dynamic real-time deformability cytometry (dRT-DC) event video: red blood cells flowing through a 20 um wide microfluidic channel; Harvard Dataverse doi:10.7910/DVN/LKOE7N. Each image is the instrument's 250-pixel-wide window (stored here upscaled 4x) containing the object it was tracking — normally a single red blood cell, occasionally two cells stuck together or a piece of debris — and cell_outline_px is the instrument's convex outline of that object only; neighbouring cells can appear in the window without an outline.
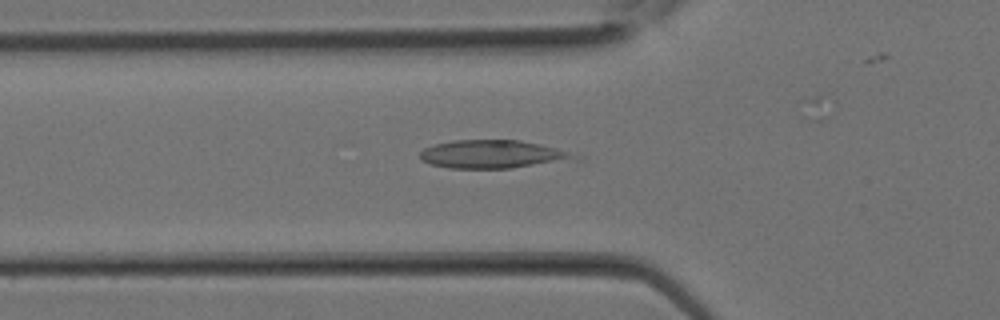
{"species": "Egyptian fruit bat (a non-hibernating species)", "species_latin": "Rousettus aegyptiacus", "temperature_condition": "room temperature", "stored_images_in_passage": 17, "camera_frame_rate_fps": 3000, "um_per_image_px": 0.085, "animal": {"sex": "female"}, "frame": {"image": 1, "passage_image": 10, "time_ms": 3.0, "image_size_px": [1000, 320], "cell_outline_px": [[584, 160], [512, 168], [448, 168], [432, 164], [420, 160], [420, 152], [424, 148], [432, 144], [452, 140], [520, 140], [540, 144], [584, 156]], "centroid_in_image_um": [41.97, 13.12], "position_along_channel_um": 83.8, "area_um2": 25.95}}
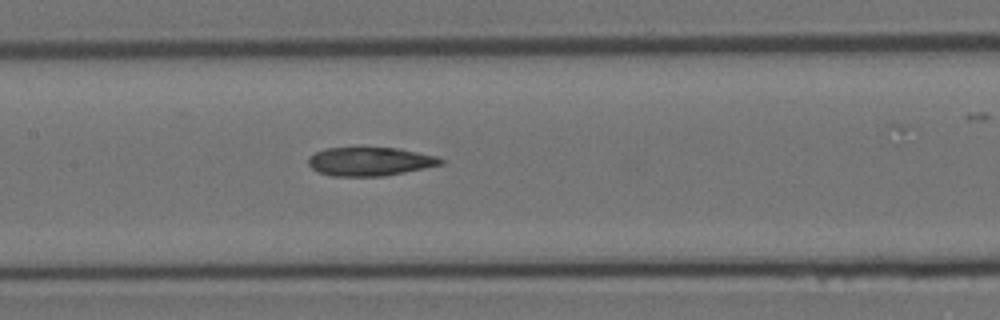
{"frame": {"image": 2, "passage_image": 14, "time_ms": 4.333, "image_size_px": [1000, 320], "cell_outline_px": [[444, 164], [384, 176], [332, 176], [320, 172], [312, 168], [308, 164], [308, 156], [324, 148], [400, 148], [436, 156], [444, 160]], "centroid_in_image_um": [31.44, 13.72], "position_along_channel_um": 176.0, "area_um2": 22.02}}
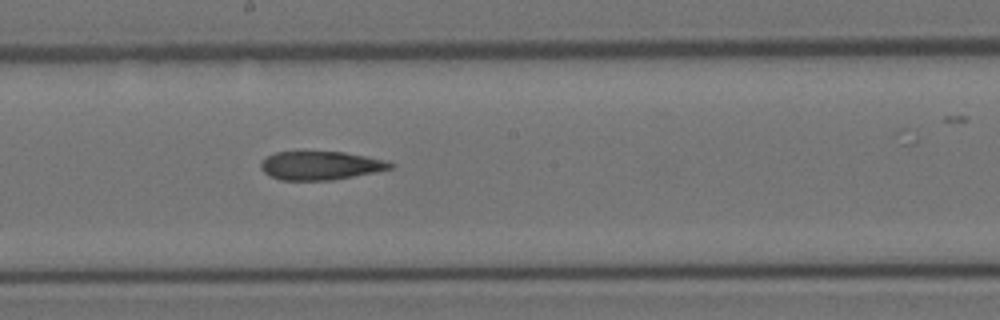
{"frame": {"image": 3, "passage_image": 16, "time_ms": 5.0, "image_size_px": [1000, 320], "cell_outline_px": [[396, 164], [392, 168], [332, 180], [280, 180], [264, 172], [260, 168], [260, 160], [276, 152], [344, 152], [388, 160]], "centroid_in_image_um": [27.24, 14.06], "position_along_channel_um": 221.0, "area_um2": 21.44}}